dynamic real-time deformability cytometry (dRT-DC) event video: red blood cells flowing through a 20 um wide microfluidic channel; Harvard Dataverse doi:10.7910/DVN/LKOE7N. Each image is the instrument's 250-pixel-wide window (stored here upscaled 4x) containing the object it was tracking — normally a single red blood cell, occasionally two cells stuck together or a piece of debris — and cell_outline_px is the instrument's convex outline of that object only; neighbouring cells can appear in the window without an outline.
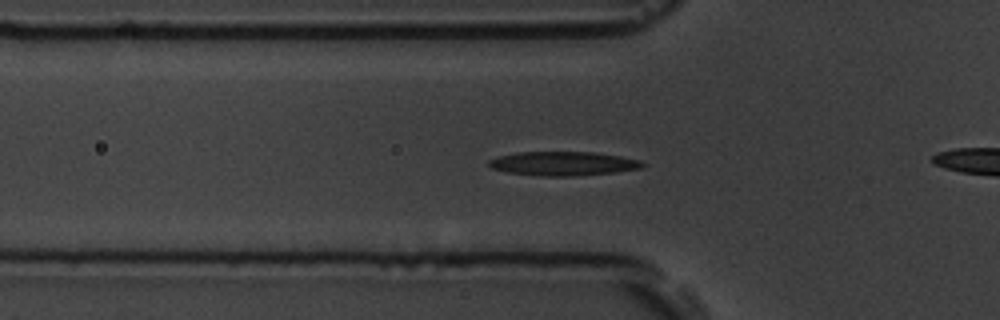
{"species": "common noctule bat (a hibernating species)", "species_latin": "Nyctalus noctula", "temperature_condition": "room temperature", "stored_images_in_passage": 43, "camera_frame_rate_fps": 3000, "um_per_image_px": 0.085, "animal": {"sex": "male", "body_mass_g": 19.5, "forearm_length_mm": 54.6}, "frame": {"image": 1, "passage_image": 5, "time_ms": 1.333, "image_size_px": [1000, 320], "cell_outline_px": [[648, 164], [640, 168], [616, 172], [568, 176], [544, 176], [508, 172], [492, 168], [488, 164], [488, 160], [500, 156], [516, 152], [592, 152], [620, 156], [640, 160]], "centroid_in_image_um": [47.89, 13.9], "position_along_channel_um": 77.9, "area_um2": 21.33}}
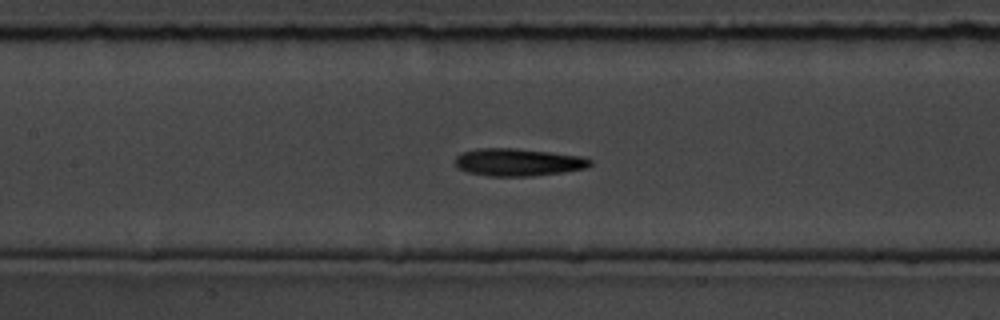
{"frame": {"image": 2, "passage_image": 12, "time_ms": 3.667, "image_size_px": [1000, 320], "cell_outline_px": [[592, 164], [588, 168], [564, 172], [532, 176], [492, 176], [468, 172], [456, 168], [456, 156], [464, 152], [476, 148], [516, 148], [580, 156], [592, 160]], "centroid_in_image_um": [44.05, 13.79], "position_along_channel_um": 163.4, "area_um2": 21.62}}
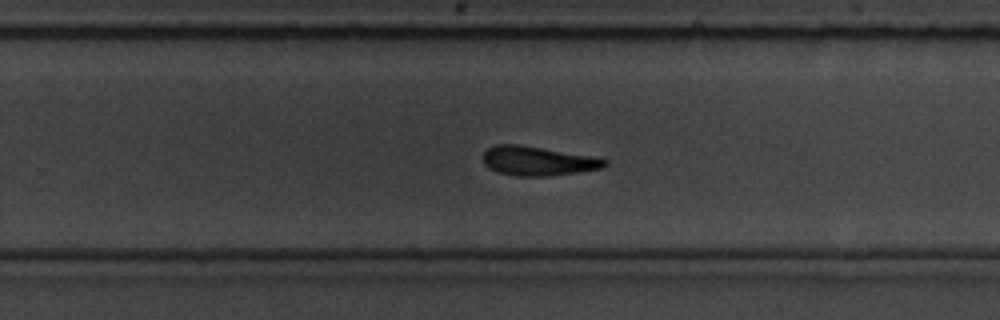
{"frame": {"image": 3, "passage_image": 22, "time_ms": 7.0, "image_size_px": [1000, 320], "cell_outline_px": [[608, 164], [604, 168], [548, 176], [516, 176], [500, 172], [488, 168], [484, 164], [484, 152], [488, 148], [496, 144], [516, 144], [592, 156], [608, 160]], "centroid_in_image_um": [45.72, 13.68], "position_along_channel_um": 284.1, "area_um2": 20.52}, "authors_computed_cell_mechanics": {"area_um2": 21.097, "velocity_mm_per_s": 3.6414, "shape_relaxation_time_tau1_ms": 3.785, "shape_relaxation_time_tau2_ms": 9.2509, "deformation_change_tau1": 0.1439, "deformation_change_tau2": 0.1967}}